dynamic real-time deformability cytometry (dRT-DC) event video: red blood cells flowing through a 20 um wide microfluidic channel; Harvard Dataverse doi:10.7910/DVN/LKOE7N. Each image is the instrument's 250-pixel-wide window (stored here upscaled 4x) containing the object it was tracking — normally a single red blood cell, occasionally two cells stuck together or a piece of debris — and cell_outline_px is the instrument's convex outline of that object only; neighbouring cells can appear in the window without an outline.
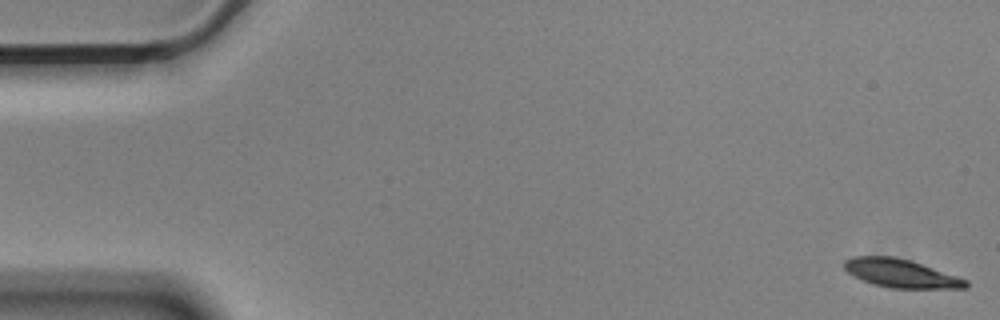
{"species": "Egyptian fruit bat (a non-hibernating species)", "species_latin": "Rousettus aegyptiacus", "temperature_condition": "cold", "stored_images_in_passage": 56, "camera_frame_rate_fps": 3000, "um_per_image_px": 0.085, "animal": {"sex": "male"}, "frame": {"image": 1, "passage_image": 1, "time_ms": 0.0, "image_size_px": [1000, 320], "cell_outline_px": [[968, 288], [888, 288], [872, 284], [848, 272], [844, 268], [844, 260], [852, 256], [896, 256], [912, 260], [968, 280]], "centroid_in_image_um": [76.58, 23.22], "position_along_channel_um": 8.4, "area_um2": 20.17}}
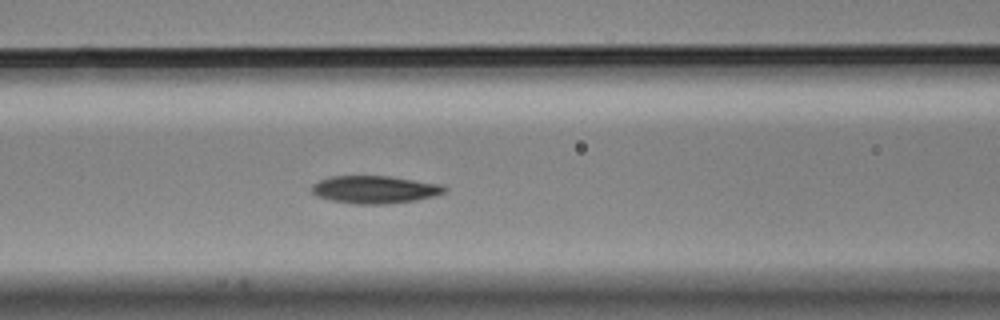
{"frame": {"image": 2, "passage_image": 23, "time_ms": 7.333, "image_size_px": [1000, 320], "cell_outline_px": [[448, 192], [436, 196], [416, 200], [384, 204], [356, 204], [332, 200], [316, 196], [312, 192], [312, 184], [320, 180], [332, 176], [388, 176], [444, 184], [448, 188]], "centroid_in_image_um": [31.93, 16.11], "position_along_channel_um": 134.7, "area_um2": 21.56}}
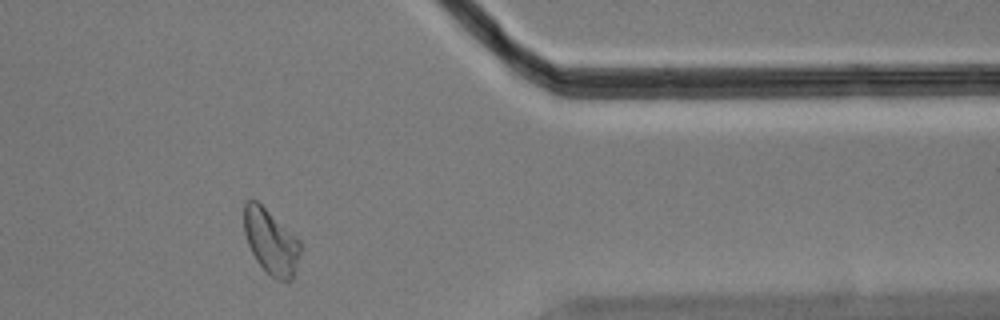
{"frame": {"image": 3, "passage_image": 46, "time_ms": 15.0, "image_size_px": [1000, 320], "cell_outline_px": [[300, 252], [296, 268], [292, 280], [276, 280], [256, 260], [248, 244], [244, 232], [244, 204], [248, 200], [256, 200], [300, 240]], "centroid_in_image_um": [23.02, 20.55], "position_along_channel_um": 388.4, "area_um2": 20.92}, "authors_computed_cell_mechanics": {"area_um2": 21.386, "velocity_mm_per_s": 3.5567, "shape_relaxation_time_tau1_ms": 3.6929, "shape_relaxation_time_tau2_ms": 4.7321, "deformation_change_tau1": 0.1154, "deformation_change_tau2": 0.0987}}